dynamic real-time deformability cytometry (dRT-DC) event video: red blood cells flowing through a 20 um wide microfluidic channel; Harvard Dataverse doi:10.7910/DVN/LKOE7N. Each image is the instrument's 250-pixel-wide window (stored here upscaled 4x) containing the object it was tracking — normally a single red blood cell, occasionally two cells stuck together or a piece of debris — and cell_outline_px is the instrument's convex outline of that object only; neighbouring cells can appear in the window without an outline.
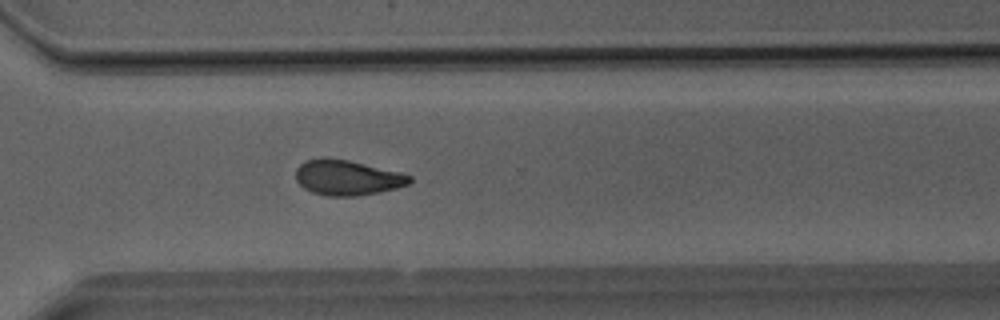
{"species": "Egyptian fruit bat (a non-hibernating species)", "species_latin": "Rousettus aegyptiacus", "temperature_condition": "room temperature", "stored_images_in_passage": 39, "camera_frame_rate_fps": 3000, "um_per_image_px": 0.085, "animal": {"sex": "male"}, "frame": {"image": 1, "passage_image": 28, "time_ms": 9.0, "image_size_px": [1000, 320], "cell_outline_px": [[412, 180], [408, 184], [396, 188], [380, 192], [356, 196], [328, 196], [312, 192], [304, 188], [296, 180], [296, 168], [300, 164], [308, 160], [324, 156], [348, 160], [400, 172], [412, 176]], "centroid_in_image_um": [29.51, 15.09], "position_along_channel_um": 341.1, "area_um2": 23.41}}
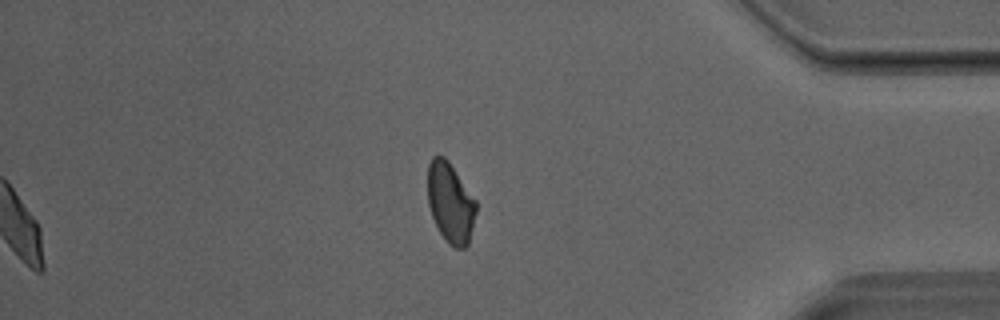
{"frame": {"image": 2, "passage_image": 33, "time_ms": 10.667, "image_size_px": [1000, 320], "cell_outline_px": [[476, 212], [468, 244], [464, 248], [452, 248], [448, 244], [440, 232], [432, 216], [428, 204], [428, 164], [432, 156], [444, 156], [448, 160], [476, 200]], "centroid_in_image_um": [38.28, 17.23], "position_along_channel_um": 396.9, "area_um2": 22.54}}
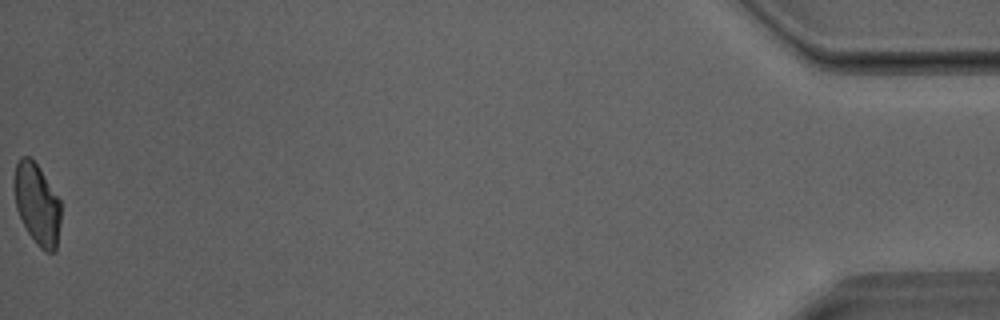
{"frame": {"image": 3, "passage_image": 39, "time_ms": 12.667, "image_size_px": [1000, 320], "cell_outline_px": [[60, 224], [56, 248], [52, 252], [44, 252], [40, 248], [28, 232], [16, 208], [12, 184], [16, 164], [20, 156], [28, 156], [40, 168], [60, 200]], "centroid_in_image_um": [3.13, 17.32], "position_along_channel_um": 432.1, "area_um2": 22.08}}